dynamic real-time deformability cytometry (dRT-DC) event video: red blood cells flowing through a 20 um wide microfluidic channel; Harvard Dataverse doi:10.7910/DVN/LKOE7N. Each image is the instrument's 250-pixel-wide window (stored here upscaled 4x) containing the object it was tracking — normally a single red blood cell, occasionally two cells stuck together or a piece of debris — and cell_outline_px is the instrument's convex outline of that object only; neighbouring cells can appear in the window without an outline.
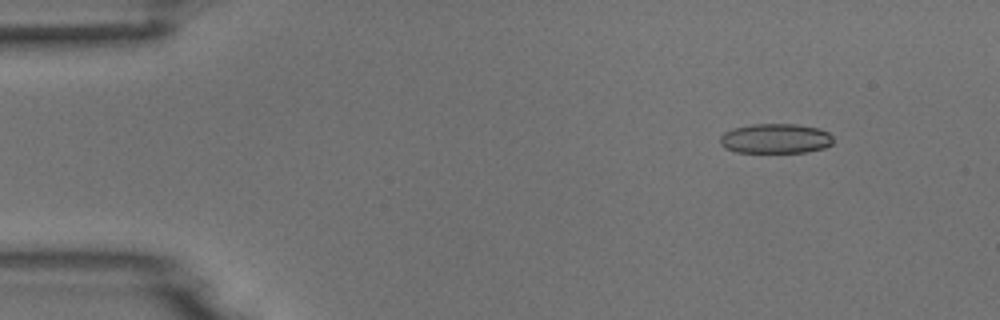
{"species": "common noctule bat (a hibernating species)", "species_latin": "Nyctalus noctula", "temperature_condition": "room temperature", "stored_images_in_passage": 6, "camera_frame_rate_fps": 3000, "um_per_image_px": 0.085, "animal": {"sex": "male", "body_mass_g": 18.8}, "frame": {"image": 1, "passage_image": 2, "time_ms": 0.333, "image_size_px": [1000, 320], "cell_outline_px": [[832, 144], [824, 148], [808, 152], [736, 152], [724, 148], [720, 144], [720, 136], [724, 132], [732, 128], [752, 124], [796, 124], [820, 128], [828, 132], [832, 136]], "centroid_in_image_um": [65.91, 11.77], "position_along_channel_um": 19.1, "area_um2": 19.83}}
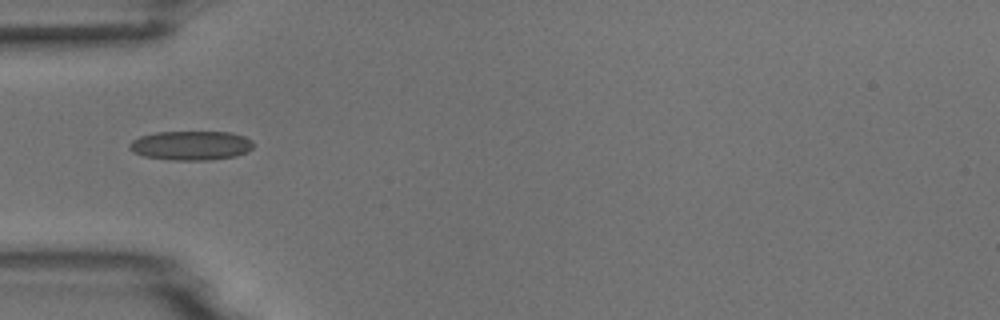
{"frame": {"image": 2, "passage_image": 5, "time_ms": 1.333, "image_size_px": [1000, 320], "cell_outline_px": [[252, 148], [248, 152], [236, 156], [208, 160], [172, 160], [144, 156], [132, 152], [128, 148], [128, 144], [132, 140], [140, 136], [156, 132], [228, 132], [244, 136], [252, 140]], "centroid_in_image_um": [16.21, 12.37], "position_along_channel_um": 68.8, "area_um2": 21.21}}